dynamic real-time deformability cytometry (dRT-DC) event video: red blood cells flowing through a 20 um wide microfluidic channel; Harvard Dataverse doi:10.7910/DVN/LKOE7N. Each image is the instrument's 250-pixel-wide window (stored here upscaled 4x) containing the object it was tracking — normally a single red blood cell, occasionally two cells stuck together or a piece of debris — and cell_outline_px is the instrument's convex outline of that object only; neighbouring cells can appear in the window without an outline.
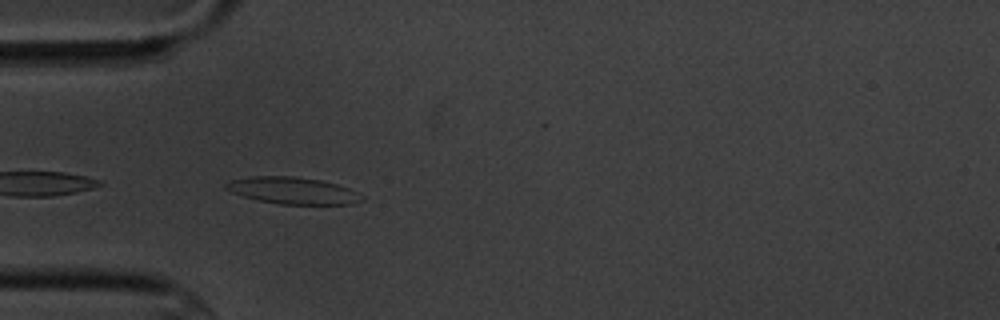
{"species": "common noctule bat (a hibernating species)", "species_latin": "Nyctalus noctula", "temperature_condition": "cold", "stored_images_in_passage": 7, "camera_frame_rate_fps": 3000, "um_per_image_px": 0.085, "animal": {"sex": "male", "body_mass_g": 20.1, "forearm_length_mm": 53.5}, "frame": {"image": 1, "passage_image": 5, "time_ms": 5.333, "image_size_px": [1000, 320], "cell_outline_px": [[364, 200], [352, 204], [280, 204], [256, 200], [232, 192], [224, 188], [224, 184], [232, 180], [248, 176], [292, 176], [320, 180], [336, 184], [348, 188], [364, 196]], "centroid_in_image_um": [24.88, 16.2], "position_along_channel_um": 60.1, "area_um2": 21.21}}
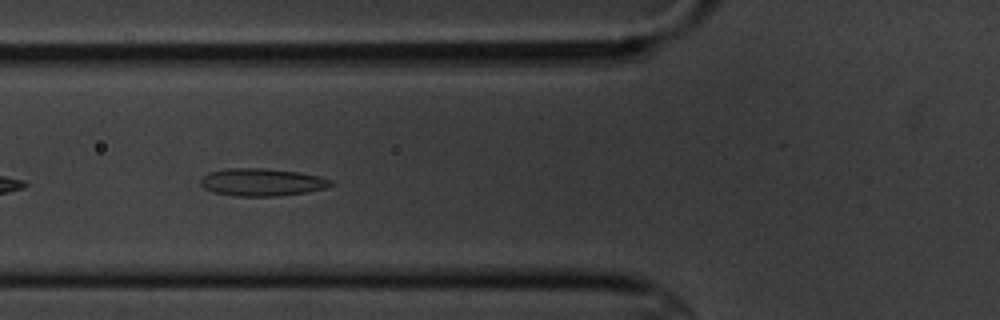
{"frame": {"image": 2, "passage_image": 6, "time_ms": 6.667, "image_size_px": [1000, 320], "cell_outline_px": [[336, 184], [324, 188], [308, 192], [276, 196], [236, 196], [212, 192], [204, 188], [200, 184], [200, 180], [208, 172], [224, 168], [264, 168], [296, 172], [320, 176], [332, 180]], "centroid_in_image_um": [22.25, 15.48], "position_along_channel_um": 103.5, "area_um2": 21.04}}
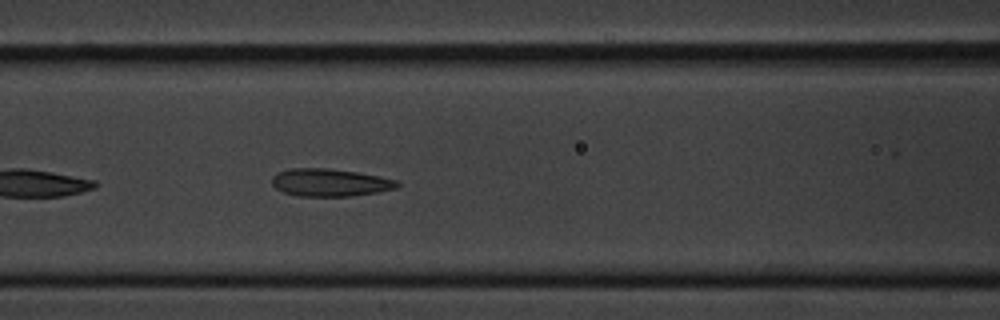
{"frame": {"image": 3, "passage_image": 7, "time_ms": 7.667, "image_size_px": [1000, 320], "cell_outline_px": [[400, 184], [396, 188], [376, 192], [352, 196], [296, 196], [284, 192], [276, 188], [272, 184], [272, 176], [280, 172], [292, 168], [328, 168], [356, 172], [380, 176], [396, 180]], "centroid_in_image_um": [28.04, 15.51], "position_along_channel_um": 138.6, "area_um2": 20.06}}